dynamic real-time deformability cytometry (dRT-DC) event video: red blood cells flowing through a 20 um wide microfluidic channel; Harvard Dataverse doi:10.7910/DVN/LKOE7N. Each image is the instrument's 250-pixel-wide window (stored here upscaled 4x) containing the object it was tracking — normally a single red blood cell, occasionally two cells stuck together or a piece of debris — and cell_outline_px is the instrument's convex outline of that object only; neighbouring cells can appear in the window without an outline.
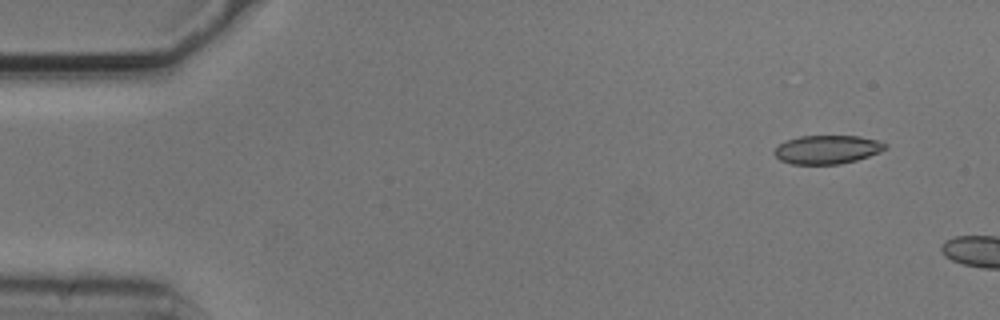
{"species": "common noctule bat (a hibernating species)", "species_latin": "Nyctalus noctula", "temperature_condition": "cold", "stored_images_in_passage": 4, "camera_frame_rate_fps": 3000, "um_per_image_px": 0.085, "animal": {"sex": "male", "body_mass_g": 20.5, "forearm_length_mm": 52.5}, "frame": {"image": 1, "passage_image": 1, "time_ms": 0.0, "image_size_px": [1000, 320], "cell_outline_px": [[888, 144], [880, 152], [856, 160], [840, 164], [792, 164], [780, 160], [772, 152], [780, 144], [788, 140], [800, 136], [860, 136], [880, 140]], "centroid_in_image_um": [70.33, 12.71], "position_along_channel_um": 14.7, "area_um2": 18.44}}